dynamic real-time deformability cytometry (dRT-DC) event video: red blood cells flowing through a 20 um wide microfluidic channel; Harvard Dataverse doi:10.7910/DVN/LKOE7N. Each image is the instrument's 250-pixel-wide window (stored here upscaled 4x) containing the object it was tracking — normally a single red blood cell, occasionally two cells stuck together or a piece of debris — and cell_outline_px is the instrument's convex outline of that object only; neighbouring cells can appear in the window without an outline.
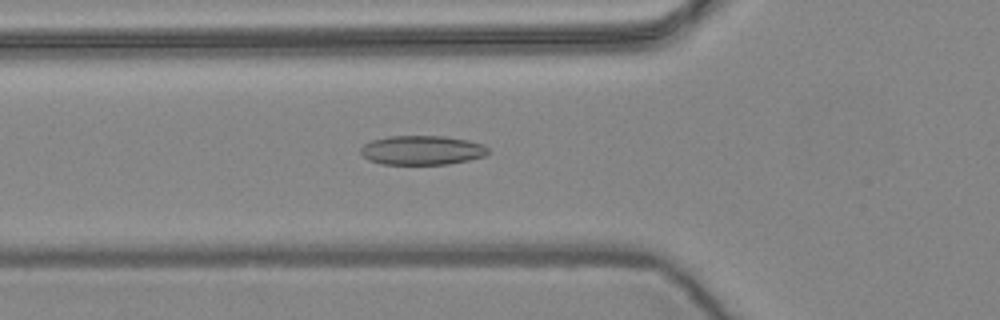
{"species": "common noctule bat (a hibernating species)", "species_latin": "Nyctalus noctula", "temperature_condition": "warm", "stored_images_in_passage": 57, "camera_frame_rate_fps": 3000, "um_per_image_px": 0.085, "animal": {"sex": "female", "body_mass_g": 24.6, "forearm_length_mm": 56.2}, "frame": {"image": 1, "passage_image": 20, "time_ms": 6.333, "image_size_px": [1000, 320], "cell_outline_px": [[488, 152], [484, 156], [468, 160], [448, 164], [380, 164], [368, 160], [360, 152], [360, 148], [364, 144], [372, 140], [388, 136], [444, 136], [468, 140], [484, 144], [488, 148]], "centroid_in_image_um": [35.86, 12.76], "position_along_channel_um": 89.9, "area_um2": 21.79}}
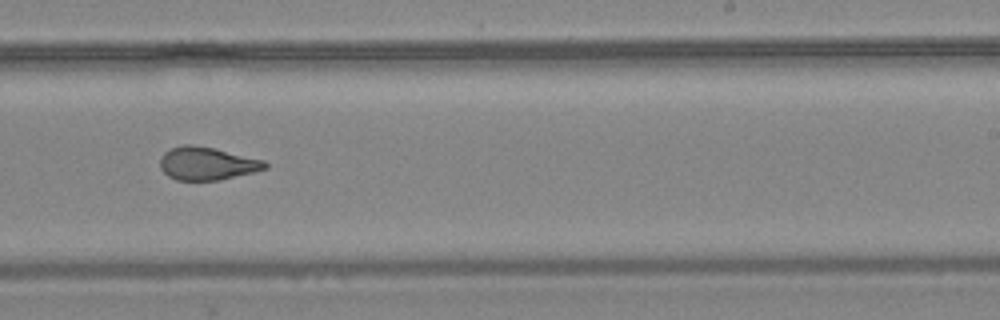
{"frame": {"image": 2, "passage_image": 35, "time_ms": 11.333, "image_size_px": [1000, 320], "cell_outline_px": [[268, 168], [220, 180], [176, 180], [168, 176], [160, 168], [160, 156], [164, 152], [172, 148], [184, 144], [192, 144], [212, 148], [264, 160], [268, 164]], "centroid_in_image_um": [17.57, 13.9], "position_along_channel_um": 271.4, "area_um2": 20.06}}
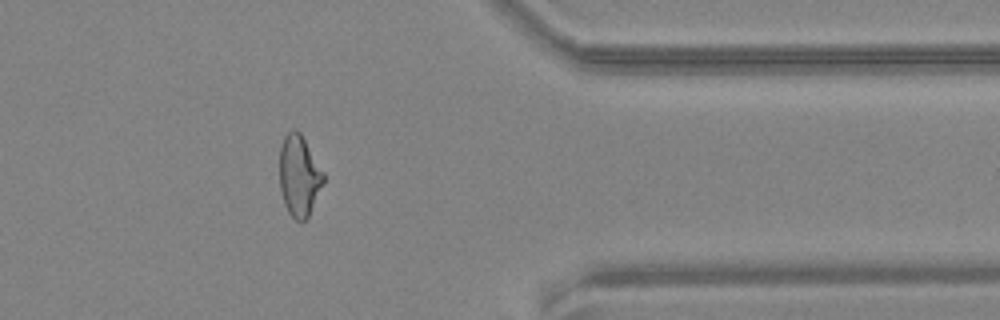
{"frame": {"image": 3, "passage_image": 46, "time_ms": 15.0, "image_size_px": [1000, 320], "cell_outline_px": [[324, 184], [308, 216], [304, 220], [296, 220], [288, 212], [284, 204], [280, 188], [280, 148], [284, 136], [292, 128], [296, 128], [300, 132], [324, 172]], "centroid_in_image_um": [25.43, 14.91], "position_along_channel_um": 386.0, "area_um2": 20.75}, "authors_computed_cell_mechanics": {"area_um2": 21.675, "velocity_mm_per_s": 3.6136, "shape_relaxation_time_tau1_ms": null, "shape_relaxation_time_tau2_ms": 1.6835, "deformation_change_tau1": null, "deformation_change_tau2": 0.0962}}